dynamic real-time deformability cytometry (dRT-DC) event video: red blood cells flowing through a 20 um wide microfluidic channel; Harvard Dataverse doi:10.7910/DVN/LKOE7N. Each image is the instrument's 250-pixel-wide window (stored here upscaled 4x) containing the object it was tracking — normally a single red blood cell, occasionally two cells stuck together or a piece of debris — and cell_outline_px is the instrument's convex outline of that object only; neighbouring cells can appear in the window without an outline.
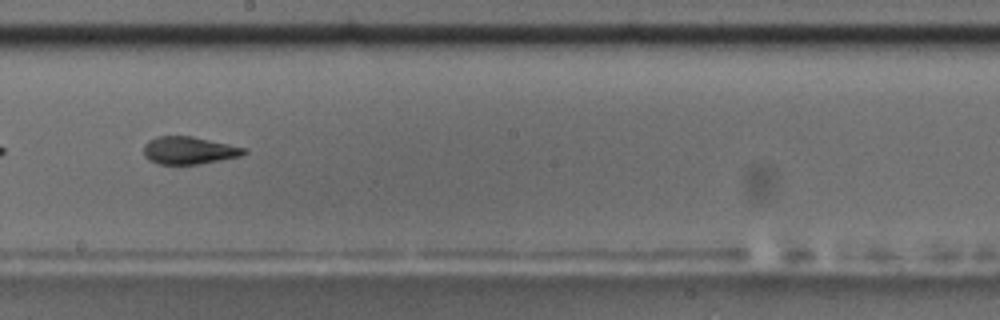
{"species": "common noctule bat (a hibernating species)", "species_latin": "Nyctalus noctula", "temperature_condition": "room temperature", "stored_images_in_passage": 15, "camera_frame_rate_fps": 3000, "um_per_image_px": 0.085, "animal": {"sex": "male", "body_mass_g": 17.5, "forearm_length_mm": 52.3}, "frame": {"image": 1, "passage_image": 9, "time_ms": 10.0, "image_size_px": [1000, 320], "cell_outline_px": [[248, 152], [240, 156], [200, 164], [160, 164], [148, 160], [144, 156], [144, 144], [148, 140], [156, 136], [192, 136], [248, 148]], "centroid_in_image_um": [16.06, 12.78], "position_along_channel_um": 232.1, "area_um2": 16.24}, "authors_computed_cell_mechanics": {"area_um2": 17.2822, "velocity_mm_per_s": 3.6454, "shape_relaxation_time_tau1_ms": null, "shape_relaxation_time_tau2_ms": 1.4482, "deformation_change_tau1": null, "deformation_change_tau2": 0.0777}}